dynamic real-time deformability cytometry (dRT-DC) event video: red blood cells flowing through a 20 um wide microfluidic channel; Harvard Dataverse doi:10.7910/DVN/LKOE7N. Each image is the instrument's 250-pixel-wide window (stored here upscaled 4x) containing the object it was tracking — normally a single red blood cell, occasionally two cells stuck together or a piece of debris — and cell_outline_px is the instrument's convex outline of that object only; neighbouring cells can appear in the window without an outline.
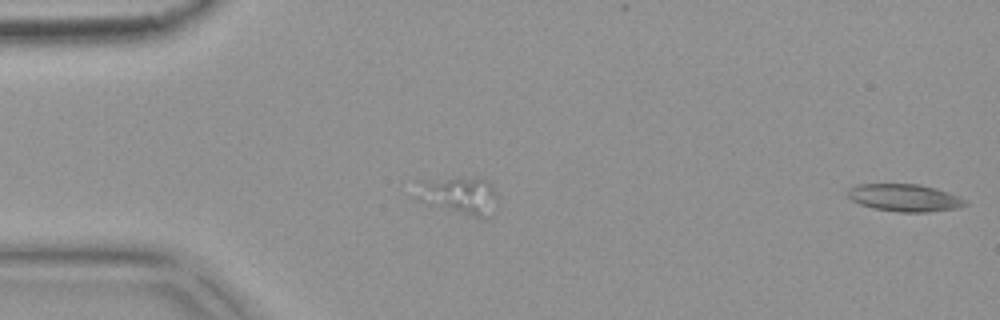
{"species": "common noctule bat (a hibernating species)", "species_latin": "Nyctalus noctula", "temperature_condition": "warm", "stored_images_in_passage": 15, "segment_of_instrument_passage": [2, 2], "camera_frame_rate_fps": 3000, "um_per_image_px": 0.085, "animal": {"sex": "female", "body_mass_g": 18.4}, "frame": {"image": 1, "passage_image": 15, "time_ms": 4.667, "image_size_px": [1000, 320], "cell_outline_px": [[968, 204], [956, 208], [928, 212], [900, 212], [872, 208], [860, 204], [852, 200], [848, 196], [848, 188], [856, 184], [920, 184], [936, 188], [960, 196]], "centroid_in_image_um": [76.88, 16.8], "position_along_channel_um": 8.1, "area_um2": 18.79}}